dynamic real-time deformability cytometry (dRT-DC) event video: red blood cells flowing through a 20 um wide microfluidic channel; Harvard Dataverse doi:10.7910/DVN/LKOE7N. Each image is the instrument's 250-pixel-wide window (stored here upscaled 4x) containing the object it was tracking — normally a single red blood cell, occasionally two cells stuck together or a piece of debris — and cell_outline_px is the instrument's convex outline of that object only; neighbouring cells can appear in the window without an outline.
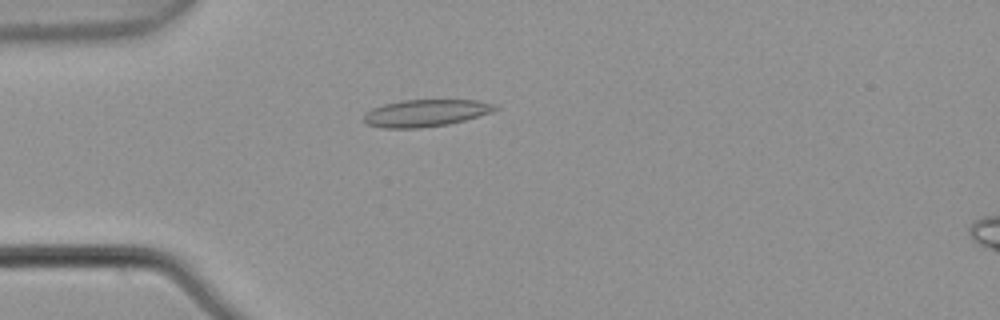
{"species": "common noctule bat (a hibernating species)", "species_latin": "Nyctalus noctula", "temperature_condition": "warm", "stored_images_in_passage": 5, "camera_frame_rate_fps": 3000, "um_per_image_px": 0.085, "animal": {"sex": "male", "body_mass_g": 21.5, "forearm_length_mm": 52.0}, "frame": {"image": 1, "passage_image": 4, "time_ms": 1.0, "image_size_px": [1000, 320], "cell_outline_px": [[500, 108], [492, 112], [464, 120], [448, 124], [420, 128], [380, 128], [368, 124], [364, 120], [364, 112], [372, 108], [384, 104], [404, 100], [476, 100], [496, 104]], "centroid_in_image_um": [36.18, 9.6], "position_along_channel_um": 48.8, "area_um2": 20.75}}